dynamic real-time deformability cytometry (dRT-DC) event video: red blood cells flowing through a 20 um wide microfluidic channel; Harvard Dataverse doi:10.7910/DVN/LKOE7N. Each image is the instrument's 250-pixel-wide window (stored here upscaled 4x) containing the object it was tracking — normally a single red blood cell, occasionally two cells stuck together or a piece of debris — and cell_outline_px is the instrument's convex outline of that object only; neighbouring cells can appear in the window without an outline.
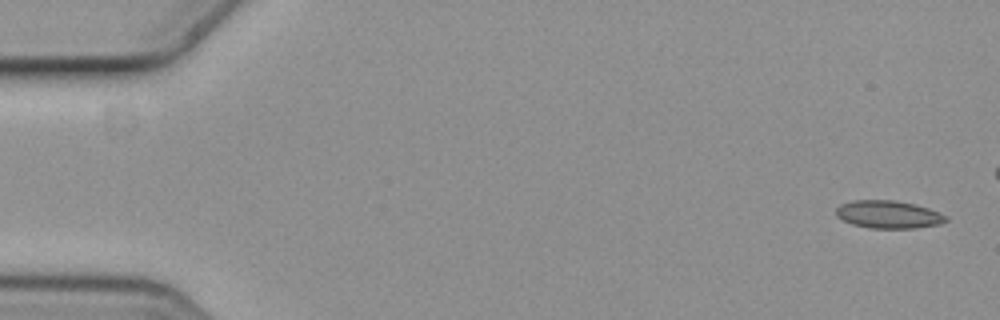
{"species": "common noctule bat (a hibernating species)", "species_latin": "Nyctalus noctula", "temperature_condition": "cold", "stored_images_in_passage": 5, "camera_frame_rate_fps": 3000, "um_per_image_px": 0.085, "animal": {"sex": "female", "body_mass_g": 19.3, "forearm_length_mm": 54.1}, "frame": {"image": 1, "passage_image": 1, "time_ms": 0.0, "image_size_px": [1000, 320], "cell_outline_px": [[948, 220], [940, 224], [916, 228], [868, 228], [852, 224], [836, 216], [836, 208], [840, 204], [852, 200], [892, 200], [916, 204], [928, 208], [948, 216]], "centroid_in_image_um": [75.52, 18.23], "position_along_channel_um": 9.5, "area_um2": 17.86}}